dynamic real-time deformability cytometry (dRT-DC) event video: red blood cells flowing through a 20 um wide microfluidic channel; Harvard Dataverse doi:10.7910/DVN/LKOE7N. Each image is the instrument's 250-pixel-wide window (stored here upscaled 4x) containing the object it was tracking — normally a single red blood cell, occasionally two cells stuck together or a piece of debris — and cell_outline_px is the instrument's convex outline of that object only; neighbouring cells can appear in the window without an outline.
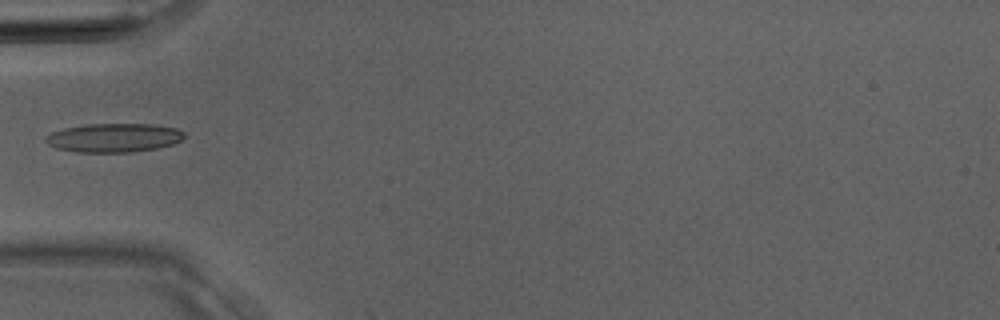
{"species": "Egyptian fruit bat (a non-hibernating species)", "species_latin": "Rousettus aegyptiacus", "temperature_condition": "room temperature", "stored_images_in_passage": 4, "camera_frame_rate_fps": 3000, "um_per_image_px": 0.085, "animal": {"sex": "male"}, "frame": {"image": 1, "passage_image": 1, "time_ms": 0.0, "image_size_px": [1000, 320], "cell_outline_px": [[184, 136], [180, 140], [172, 144], [156, 148], [132, 152], [76, 152], [56, 148], [48, 144], [44, 140], [44, 136], [52, 132], [64, 128], [88, 124], [152, 124], [176, 128], [184, 132]], "centroid_in_image_um": [9.64, 11.71], "position_along_channel_um": 75.4, "area_um2": 23.24}}